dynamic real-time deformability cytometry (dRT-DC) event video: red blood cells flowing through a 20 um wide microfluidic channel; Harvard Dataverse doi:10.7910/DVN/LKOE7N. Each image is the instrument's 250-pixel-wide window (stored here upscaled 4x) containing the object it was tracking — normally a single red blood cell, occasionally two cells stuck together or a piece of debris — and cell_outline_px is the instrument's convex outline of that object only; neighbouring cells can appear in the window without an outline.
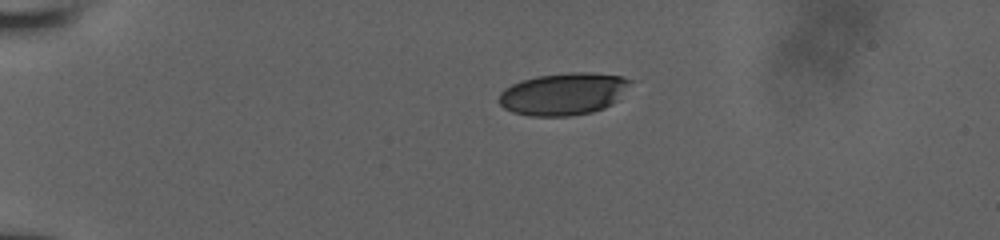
{"species": "human", "species_latin": "Homo sapiens", "temperature_condition": "room temperature", "stored_images_in_passage": 43, "camera_frame_rate_fps": 3000, "um_per_image_px": 0.085, "donor": {"sex": "male"}, "frame": {"image": 1, "passage_image": 1, "time_ms": 0.0, "image_size_px": [1000, 240], "cell_outline_px": [[632, 80], [616, 100], [612, 104], [604, 108], [592, 112], [568, 116], [528, 116], [512, 112], [504, 108], [500, 104], [500, 92], [504, 88], [520, 80], [536, 76], [568, 72], [592, 72], [620, 76]], "centroid_in_image_um": [47.85, 7.98], "position_along_channel_um": 37.2, "area_um2": 32.25}}
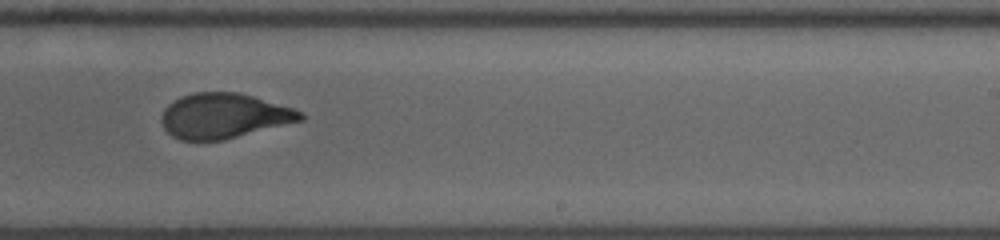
{"frame": {"image": 2, "passage_image": 24, "time_ms": 7.667, "image_size_px": [1000, 240], "cell_outline_px": [[304, 120], [224, 140], [180, 140], [172, 136], [164, 128], [160, 120], [164, 108], [172, 100], [180, 96], [192, 92], [236, 92], [252, 96], [296, 108], [304, 112]], "centroid_in_image_um": [19.03, 9.84], "position_along_channel_um": 270.0, "area_um2": 36.82}}
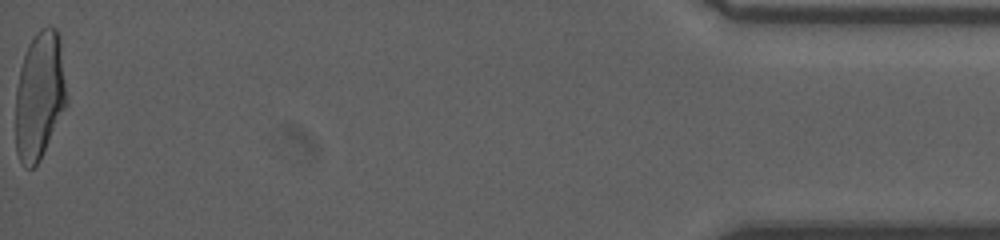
{"frame": {"image": 3, "passage_image": 43, "time_ms": 14.0, "image_size_px": [1000, 240], "cell_outline_px": [[64, 108], [40, 160], [32, 168], [24, 168], [16, 152], [16, 88], [20, 68], [28, 44], [36, 32], [40, 28], [56, 28], [60, 36], [64, 80]], "centroid_in_image_um": [3.32, 8.12], "position_along_channel_um": 431.9, "area_um2": 37.28}, "authors_computed_cell_mechanics": {"area_um2": 37.281, "velocity_mm_per_s": 3.9324, "shape_relaxation_time_tau1_ms": 5.1578, "shape_relaxation_time_tau2_ms": 0.8441, "deformation_change_tau1": 0.1994, "deformation_change_tau2": 0.0738}}